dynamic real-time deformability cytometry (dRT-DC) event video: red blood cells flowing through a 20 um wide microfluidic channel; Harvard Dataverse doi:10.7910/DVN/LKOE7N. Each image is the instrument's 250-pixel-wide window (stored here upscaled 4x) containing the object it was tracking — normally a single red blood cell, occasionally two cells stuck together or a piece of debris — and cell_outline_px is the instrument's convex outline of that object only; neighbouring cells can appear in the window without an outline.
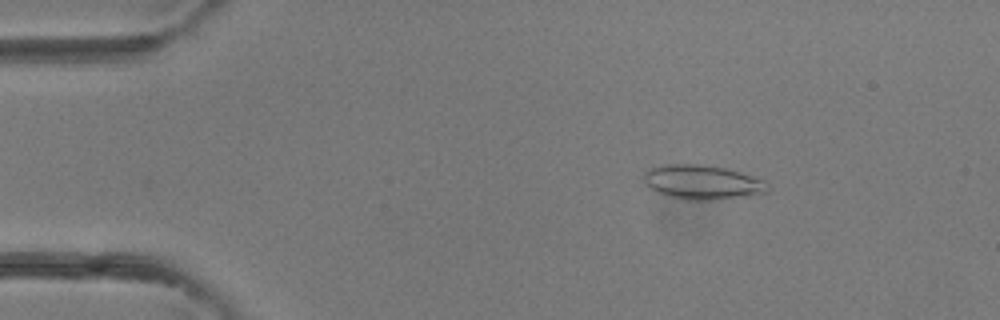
{"species": "common noctule bat (a hibernating species)", "species_latin": "Nyctalus noctula", "temperature_condition": "room temperature", "stored_images_in_passage": 41, "camera_frame_rate_fps": 3000, "um_per_image_px": 0.085, "animal": {"sex": "female"}, "frame": {"image": 1, "passage_image": 7, "time_ms": 2.0, "image_size_px": [1000, 320], "cell_outline_px": [[768, 192], [744, 196], [708, 200], [684, 200], [668, 196], [648, 188], [644, 184], [644, 172], [648, 168], [664, 164], [700, 164], [724, 168], [740, 172], [764, 180], [768, 184]], "centroid_in_image_um": [59.64, 15.48], "position_along_channel_um": 25.4, "area_um2": 24.85}}
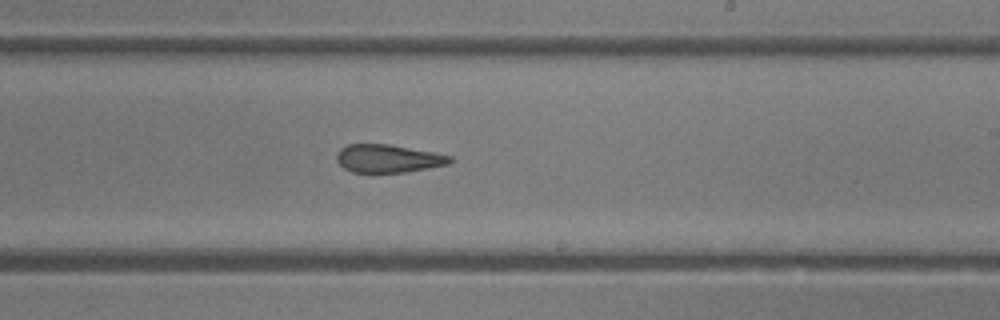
{"frame": {"image": 2, "passage_image": 25, "time_ms": 8.0, "image_size_px": [1000, 320], "cell_outline_px": [[452, 160], [448, 164], [408, 172], [352, 172], [344, 168], [336, 160], [336, 152], [340, 148], [348, 144], [388, 144], [436, 152], [452, 156]], "centroid_in_image_um": [32.98, 13.47], "position_along_channel_um": 256.0, "area_um2": 18.61}}
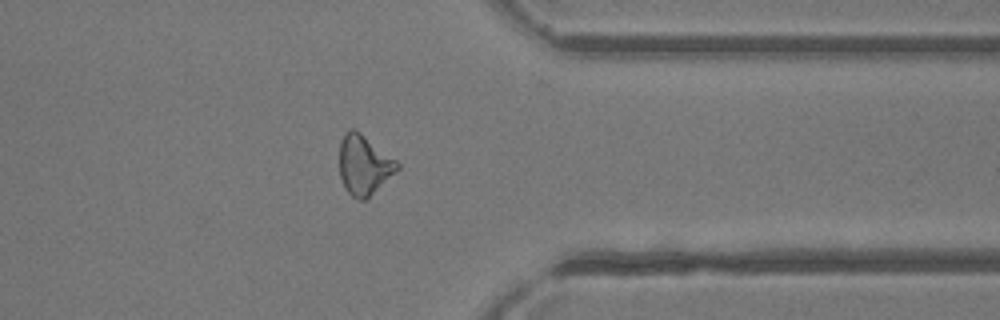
{"frame": {"image": 3, "passage_image": 33, "time_ms": 10.667, "image_size_px": [1000, 320], "cell_outline_px": [[400, 168], [364, 200], [356, 200], [344, 188], [340, 176], [340, 140], [344, 132], [352, 128], [360, 132], [396, 160], [400, 164]], "centroid_in_image_um": [30.92, 14.01], "position_along_channel_um": 380.5, "area_um2": 19.88}}